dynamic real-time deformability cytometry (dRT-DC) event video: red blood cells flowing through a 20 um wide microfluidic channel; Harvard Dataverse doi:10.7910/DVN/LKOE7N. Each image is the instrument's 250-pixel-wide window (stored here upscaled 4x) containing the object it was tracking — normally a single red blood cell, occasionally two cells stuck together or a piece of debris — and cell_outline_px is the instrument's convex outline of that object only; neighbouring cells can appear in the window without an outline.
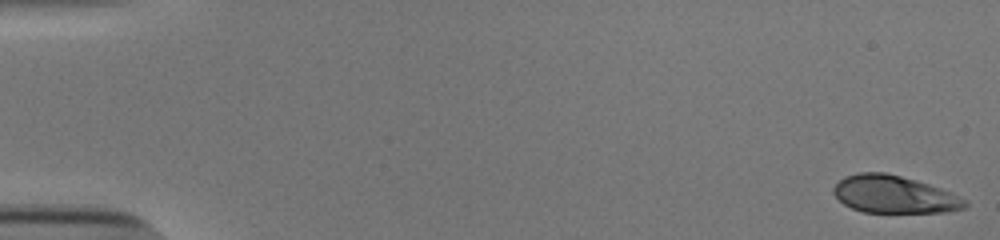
{"species": "human", "species_latin": "Homo sapiens", "temperature_condition": "cold", "stored_images_in_passage": 53, "camera_frame_rate_fps": 3000, "um_per_image_px": 0.085, "donor": {"sex": "male"}, "frame": {"image": 1, "passage_image": 1, "time_ms": 0.0, "image_size_px": [1000, 240], "cell_outline_px": [[968, 208], [948, 212], [864, 212], [852, 208], [844, 204], [832, 192], [832, 188], [844, 176], [856, 172], [884, 172], [916, 180], [952, 192], [968, 200]], "centroid_in_image_um": [76.04, 16.52], "position_along_channel_um": 9.0, "area_um2": 28.9}}
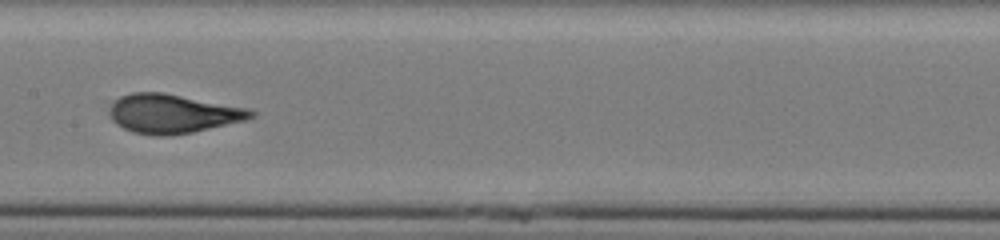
{"frame": {"image": 2, "passage_image": 28, "time_ms": 9.0, "image_size_px": [1000, 240], "cell_outline_px": [[256, 116], [244, 120], [192, 132], [168, 136], [156, 136], [132, 132], [116, 124], [112, 120], [112, 104], [120, 96], [132, 92], [164, 92], [252, 108], [256, 112]], "centroid_in_image_um": [14.74, 9.65], "position_along_channel_um": 192.7, "area_um2": 32.19}}
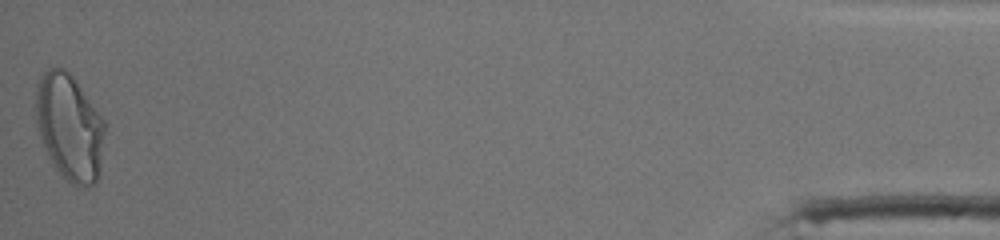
{"frame": {"image": 3, "passage_image": 53, "time_ms": 17.333, "image_size_px": [1000, 240], "cell_outline_px": [[104, 128], [100, 172], [96, 184], [84, 188], [76, 188], [56, 168], [48, 156], [40, 136], [36, 124], [36, 84], [40, 76], [48, 68], [56, 64], [64, 68], [76, 80], [104, 120]], "centroid_in_image_um": [5.9, 10.79], "position_along_channel_um": 429.3, "area_um2": 43.0}, "authors_computed_cell_mechanics": {"area_um2": 31.1542, "velocity_mm_per_s": 3.8866, "shape_relaxation_time_tau1_ms": 4.7624, "shape_relaxation_time_tau2_ms": null, "deformation_change_tau1": 0.2053, "deformation_change_tau2": null}}